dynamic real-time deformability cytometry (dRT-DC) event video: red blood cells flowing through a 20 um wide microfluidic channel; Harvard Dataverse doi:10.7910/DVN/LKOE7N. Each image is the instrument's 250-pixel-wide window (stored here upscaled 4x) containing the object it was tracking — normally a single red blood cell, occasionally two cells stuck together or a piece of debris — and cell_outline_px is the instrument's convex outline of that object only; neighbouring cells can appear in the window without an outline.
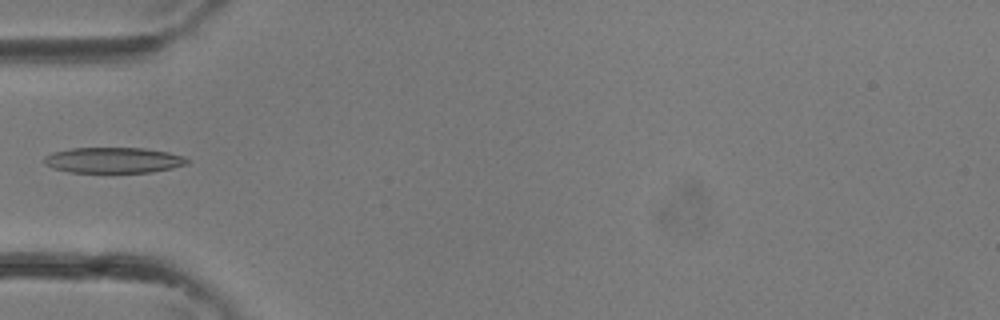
{"species": "common noctule bat (a hibernating species)", "species_latin": "Nyctalus noctula", "temperature_condition": "room temperature", "stored_images_in_passage": 29, "camera_frame_rate_fps": 3000, "um_per_image_px": 0.085, "animal": {"sex": "female"}, "frame": {"image": 1, "passage_image": 7, "time_ms": 2.0, "image_size_px": [1000, 320], "cell_outline_px": [[188, 164], [172, 168], [152, 172], [68, 172], [52, 168], [44, 164], [44, 156], [52, 152], [72, 148], [144, 148], [168, 152], [184, 156], [188, 160]], "centroid_in_image_um": [9.62, 13.61], "position_along_channel_um": 75.4, "area_um2": 21.44}}
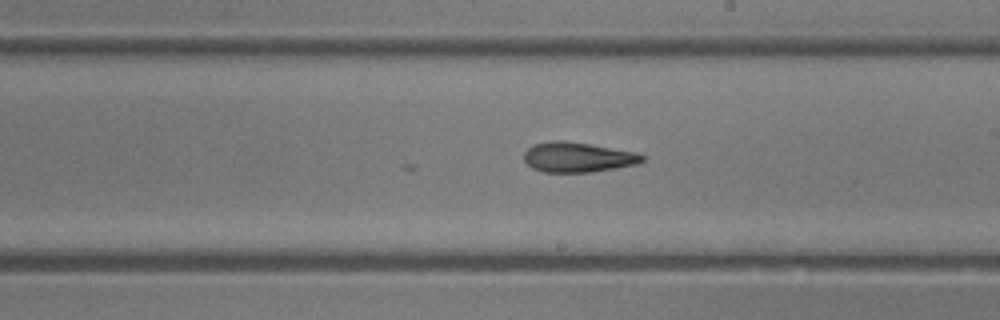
{"frame": {"image": 2, "passage_image": 15, "time_ms": 4.667, "image_size_px": [1000, 320], "cell_outline_px": [[644, 160], [640, 164], [592, 172], [544, 172], [532, 168], [524, 160], [524, 152], [532, 144], [552, 140], [564, 140], [636, 152], [644, 156]], "centroid_in_image_um": [49.1, 13.36], "position_along_channel_um": 239.9, "area_um2": 20.75}}
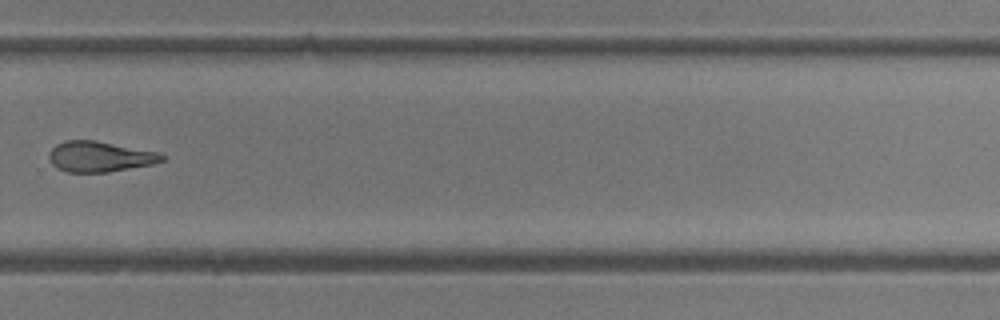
{"frame": {"image": 3, "passage_image": 19, "time_ms": 6.0, "image_size_px": [1000, 320], "cell_outline_px": [[164, 160], [152, 164], [108, 172], [64, 172], [56, 168], [52, 164], [48, 156], [48, 152], [56, 144], [64, 140], [96, 140], [156, 152], [164, 156]], "centroid_in_image_um": [8.41, 13.31], "position_along_channel_um": 321.4, "area_um2": 20.06}}